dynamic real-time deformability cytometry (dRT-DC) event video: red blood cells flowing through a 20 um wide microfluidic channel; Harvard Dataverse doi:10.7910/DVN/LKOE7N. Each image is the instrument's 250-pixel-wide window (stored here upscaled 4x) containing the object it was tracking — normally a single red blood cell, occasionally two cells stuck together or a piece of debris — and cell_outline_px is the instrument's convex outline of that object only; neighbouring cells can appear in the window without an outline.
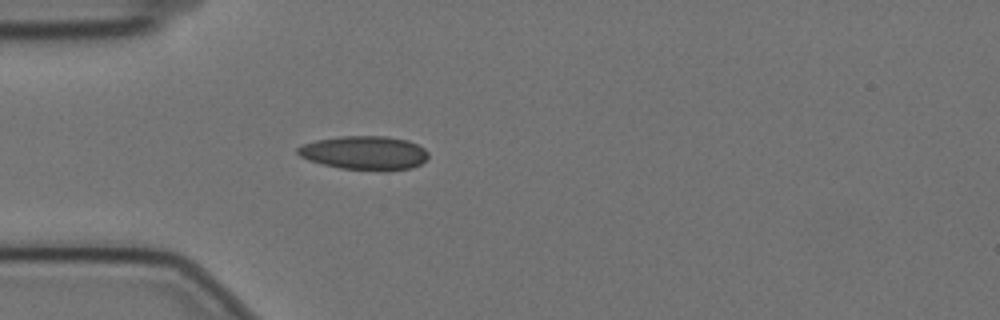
{"species": "Egyptian fruit bat (a non-hibernating species)", "species_latin": "Rousettus aegyptiacus", "temperature_condition": "cold", "stored_images_in_passage": 14, "camera_frame_rate_fps": 3000, "um_per_image_px": 0.085, "animal": {"sex": "female"}, "frame": {"image": 1, "passage_image": 7, "time_ms": 2.0, "image_size_px": [1000, 320], "cell_outline_px": [[428, 156], [420, 164], [412, 168], [388, 172], [384, 172], [340, 168], [308, 160], [300, 156], [296, 152], [296, 148], [304, 144], [316, 140], [340, 136], [388, 136], [408, 140], [424, 148], [428, 152]], "centroid_in_image_um": [31.0, 13.01], "position_along_channel_um": 54.0, "area_um2": 26.07}}
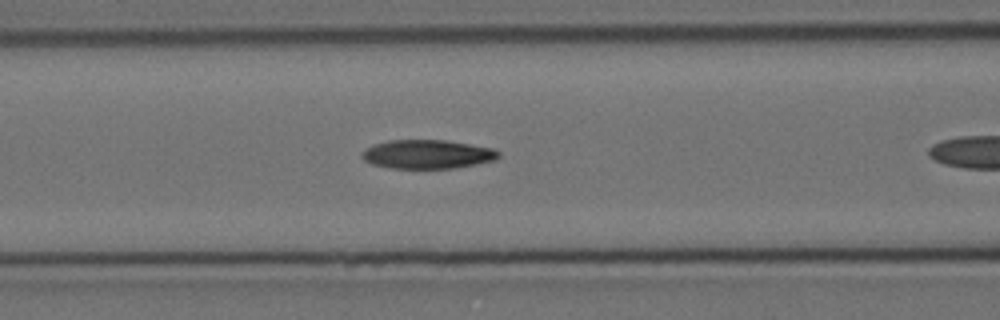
{"frame": {"image": 2, "passage_image": 10, "time_ms": 3.0, "image_size_px": [1000, 320], "cell_outline_px": [[500, 156], [496, 160], [456, 168], [388, 168], [372, 164], [364, 160], [360, 156], [360, 152], [364, 148], [372, 144], [388, 140], [448, 140], [492, 148], [500, 152]], "centroid_in_image_um": [36.29, 13.1], "position_along_channel_um": 130.3, "area_um2": 23.29}}